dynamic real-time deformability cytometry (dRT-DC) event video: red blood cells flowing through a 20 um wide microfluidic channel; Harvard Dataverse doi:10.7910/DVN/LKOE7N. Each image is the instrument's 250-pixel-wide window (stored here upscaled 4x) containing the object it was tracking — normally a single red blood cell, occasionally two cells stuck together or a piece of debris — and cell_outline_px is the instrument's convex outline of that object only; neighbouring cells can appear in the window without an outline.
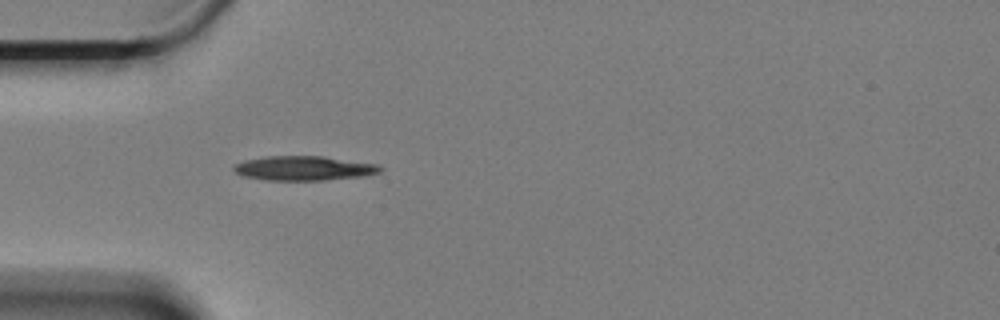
{"species": "Egyptian fruit bat (a non-hibernating species)", "species_latin": "Rousettus aegyptiacus", "temperature_condition": "cold", "stored_images_in_passage": 43, "camera_frame_rate_fps": 3000, "um_per_image_px": 0.085, "animal": {"sex": "female"}, "frame": {"image": 1, "passage_image": 1, "time_ms": 0.0, "image_size_px": [1000, 320], "cell_outline_px": [[384, 168], [380, 172], [368, 176], [324, 180], [268, 180], [244, 176], [236, 172], [232, 168], [236, 164], [244, 160], [264, 156], [324, 156], [380, 164]], "centroid_in_image_um": [25.91, 14.29], "position_along_channel_um": 59.1, "area_um2": 21.1}}
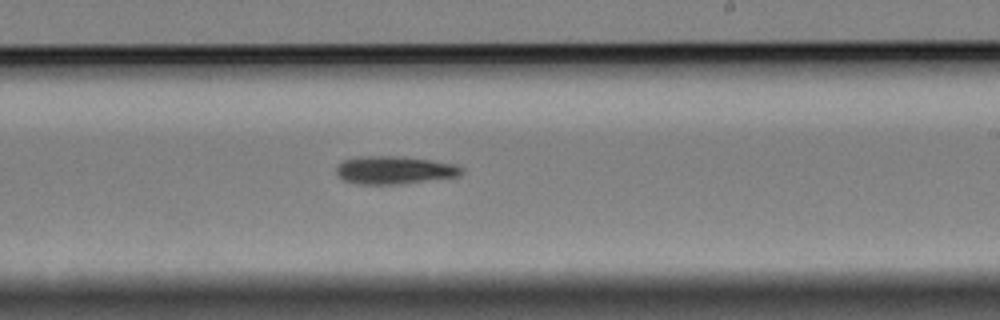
{"frame": {"image": 2, "passage_image": 19, "time_ms": 6.0, "image_size_px": [1000, 320], "cell_outline_px": [[464, 172], [460, 176], [400, 184], [356, 184], [340, 180], [336, 176], [336, 168], [344, 160], [356, 156], [396, 156], [432, 160], [456, 164], [464, 168]], "centroid_in_image_um": [33.51, 14.46], "position_along_channel_um": 255.5, "area_um2": 20.69}}
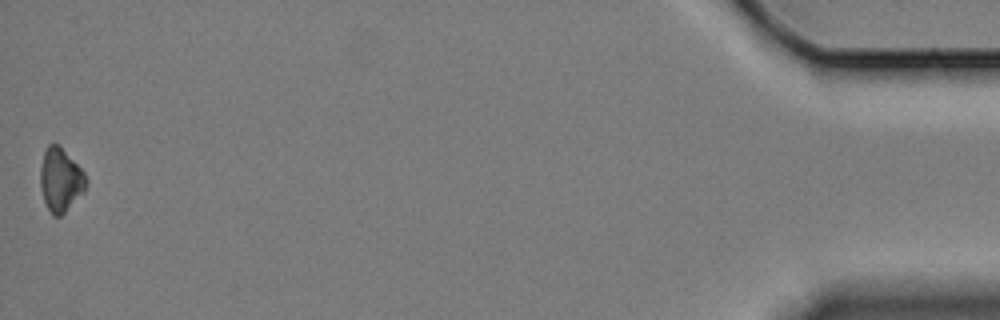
{"frame": {"image": 3, "passage_image": 43, "time_ms": 14.0, "image_size_px": [1000, 320], "cell_outline_px": [[88, 184], [84, 192], [60, 216], [52, 216], [44, 200], [40, 188], [40, 168], [44, 152], [48, 144], [56, 144], [84, 172], [88, 180]], "centroid_in_image_um": [5.14, 15.32], "position_along_channel_um": 430.1, "area_um2": 16.65}, "authors_computed_cell_mechanics": {"area_um2": 19.4208, "velocity_mm_per_s": 3.3143, "shape_relaxation_time_tau1_ms": 3.7308, "shape_relaxation_time_tau2_ms": null, "deformation_change_tau1": 0.0871, "deformation_change_tau2": null}}